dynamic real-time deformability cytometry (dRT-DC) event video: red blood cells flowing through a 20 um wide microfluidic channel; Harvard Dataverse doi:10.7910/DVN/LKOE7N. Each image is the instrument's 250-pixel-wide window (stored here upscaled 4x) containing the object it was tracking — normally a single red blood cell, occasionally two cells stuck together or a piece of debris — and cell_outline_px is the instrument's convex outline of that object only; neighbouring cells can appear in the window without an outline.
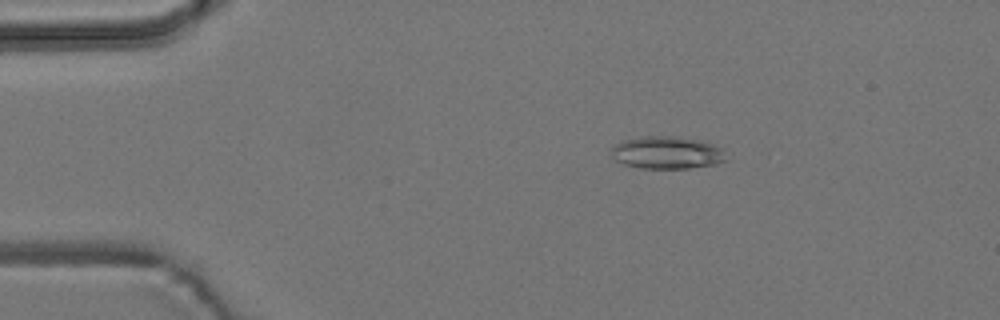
{"species": "common noctule bat (a hibernating species)", "species_latin": "Nyctalus noctula", "temperature_condition": "room temperature", "stored_images_in_passage": 5, "camera_frame_rate_fps": 3000, "um_per_image_px": 0.085, "animal": {"sex": "male", "body_mass_g": 19.2, "forearm_length_mm": 51.8}, "frame": {"image": 1, "passage_image": 3, "time_ms": 2.333, "image_size_px": [1000, 320], "cell_outline_px": [[728, 160], [716, 164], [688, 168], [640, 168], [624, 164], [616, 160], [608, 152], [612, 144], [620, 140], [644, 136], [680, 136], [700, 140], [724, 148]], "centroid_in_image_um": [56.67, 12.96], "position_along_channel_um": 28.3, "area_um2": 22.31}}
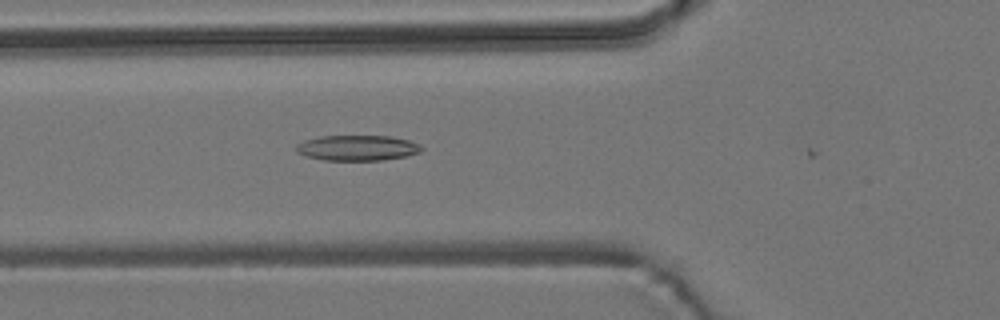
{"frame": {"image": 2, "passage_image": 5, "time_ms": 5.667, "image_size_px": [1000, 320], "cell_outline_px": [[424, 148], [420, 152], [404, 156], [380, 160], [324, 160], [308, 156], [296, 152], [296, 144], [304, 140], [320, 136], [392, 136], [408, 140], [420, 144]], "centroid_in_image_um": [30.37, 12.56], "position_along_channel_um": 95.4, "area_um2": 18.5}}